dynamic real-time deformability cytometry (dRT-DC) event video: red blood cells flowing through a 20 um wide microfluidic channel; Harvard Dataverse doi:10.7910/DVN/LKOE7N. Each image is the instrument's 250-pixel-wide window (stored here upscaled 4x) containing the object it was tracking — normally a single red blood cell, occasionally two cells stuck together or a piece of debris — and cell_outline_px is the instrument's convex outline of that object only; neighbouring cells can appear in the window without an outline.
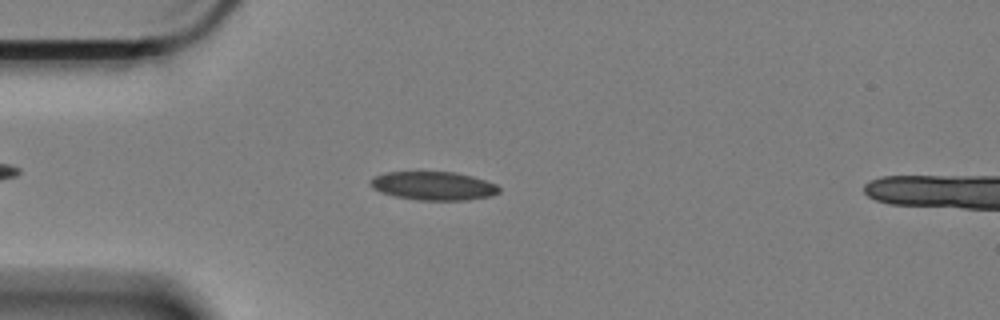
{"species": "Egyptian fruit bat (a non-hibernating species)", "species_latin": "Rousettus aegyptiacus", "temperature_condition": "cold", "stored_images_in_passage": 46, "camera_frame_rate_fps": 3000, "um_per_image_px": 0.085, "animal": {"sex": "female"}, "frame": {"image": 1, "passage_image": 11, "time_ms": 3.333, "image_size_px": [1000, 320], "cell_outline_px": [[500, 192], [492, 196], [468, 200], [416, 200], [396, 196], [380, 192], [372, 188], [372, 180], [376, 176], [384, 172], [456, 172], [472, 176], [496, 184], [500, 188]], "centroid_in_image_um": [36.89, 15.8], "position_along_channel_um": 48.1, "area_um2": 21.33}}
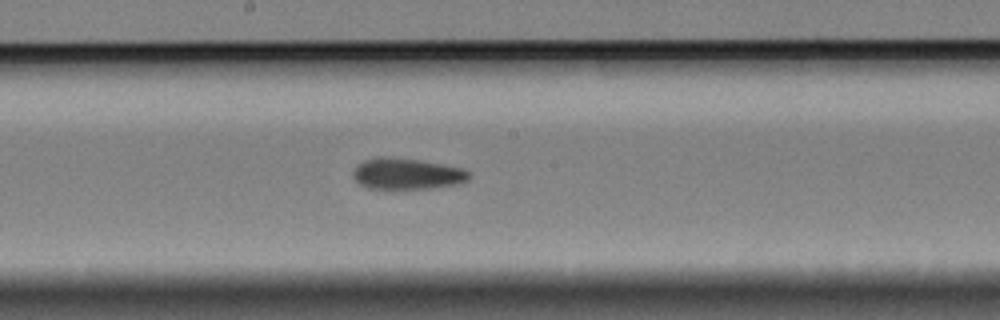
{"frame": {"image": 2, "passage_image": 27, "time_ms": 8.667, "image_size_px": [1000, 320], "cell_outline_px": [[472, 176], [468, 180], [460, 184], [432, 188], [392, 192], [368, 188], [360, 184], [352, 176], [352, 172], [356, 164], [364, 160], [380, 156], [420, 160], [464, 168], [472, 172]], "centroid_in_image_um": [34.59, 14.82], "position_along_channel_um": 213.6, "area_um2": 22.2}}
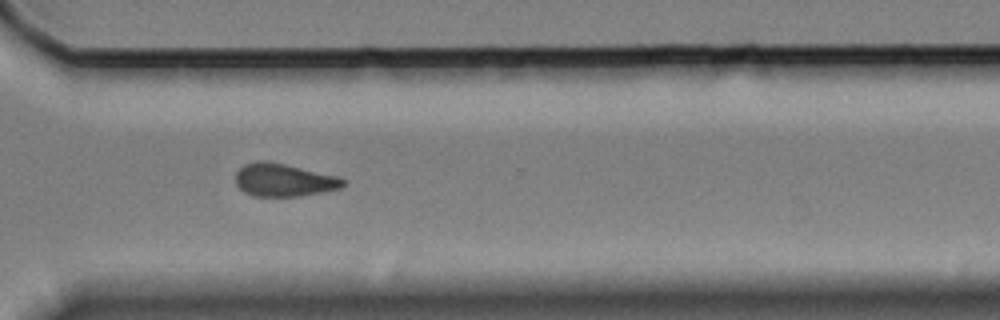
{"frame": {"image": 3, "passage_image": 39, "time_ms": 12.667, "image_size_px": [1000, 320], "cell_outline_px": [[344, 184], [340, 188], [300, 196], [252, 196], [244, 192], [236, 184], [236, 172], [244, 164], [256, 160], [264, 160], [284, 164], [336, 176], [344, 180]], "centroid_in_image_um": [24.06, 15.3], "position_along_channel_um": 346.5, "area_um2": 20.35}, "authors_computed_cell_mechanics": {"area_um2": 21.2993, "velocity_mm_per_s": 3.3225, "shape_relaxation_time_tau1_ms": 8.5543, "shape_relaxation_time_tau2_ms": 3.8123, "deformation_change_tau1": 0.1362, "deformation_change_tau2": 0.092}}